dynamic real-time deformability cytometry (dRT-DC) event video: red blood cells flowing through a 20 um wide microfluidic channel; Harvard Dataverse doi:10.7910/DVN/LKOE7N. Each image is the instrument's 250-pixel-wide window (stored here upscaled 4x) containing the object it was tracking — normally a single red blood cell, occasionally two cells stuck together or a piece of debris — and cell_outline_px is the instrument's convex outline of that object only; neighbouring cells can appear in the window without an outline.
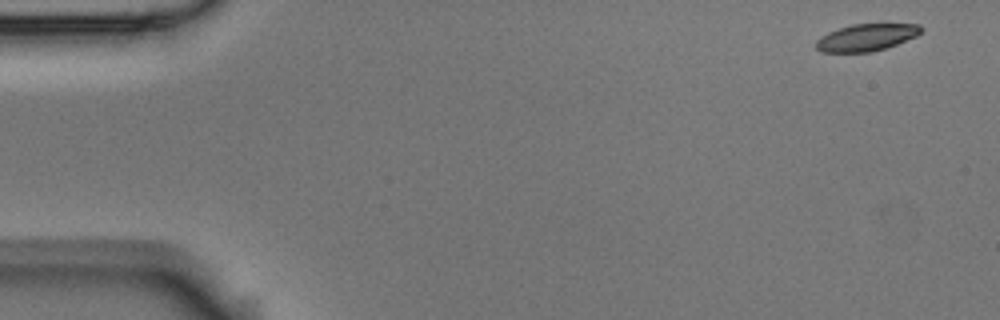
{"species": "Egyptian fruit bat (a non-hibernating species)", "species_latin": "Rousettus aegyptiacus", "temperature_condition": "room temperature", "stored_images_in_passage": 5, "camera_frame_rate_fps": 3000, "um_per_image_px": 0.085, "animal": {"sex": "male"}, "frame": {"image": 1, "passage_image": 1, "time_ms": 0.0, "image_size_px": [1000, 320], "cell_outline_px": [[924, 28], [916, 36], [896, 44], [872, 52], [820, 52], [816, 48], [816, 40], [828, 32], [852, 24], [920, 24]], "centroid_in_image_um": [73.64, 3.18], "position_along_channel_um": 11.4, "area_um2": 16.42}}
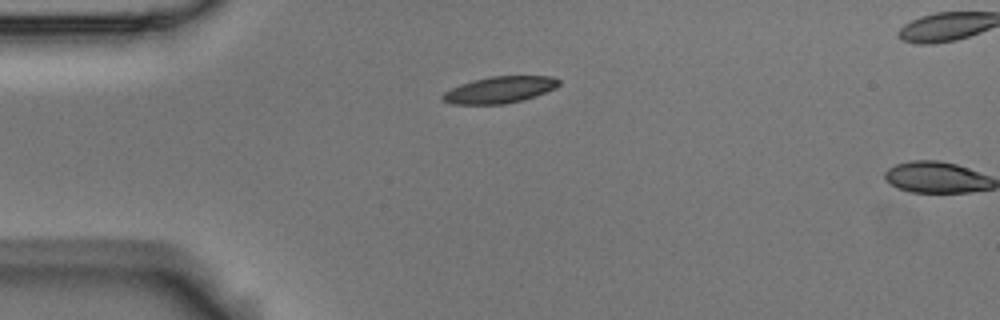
{"frame": {"image": 2, "passage_image": 4, "time_ms": 1.0, "image_size_px": [1000, 320], "cell_outline_px": [[560, 84], [556, 88], [536, 96], [524, 100], [504, 104], [452, 104], [440, 100], [440, 96], [444, 92], [460, 84], [472, 80], [492, 76], [552, 76], [560, 80]], "centroid_in_image_um": [42.46, 7.63], "position_along_channel_um": 42.5, "area_um2": 18.21}}